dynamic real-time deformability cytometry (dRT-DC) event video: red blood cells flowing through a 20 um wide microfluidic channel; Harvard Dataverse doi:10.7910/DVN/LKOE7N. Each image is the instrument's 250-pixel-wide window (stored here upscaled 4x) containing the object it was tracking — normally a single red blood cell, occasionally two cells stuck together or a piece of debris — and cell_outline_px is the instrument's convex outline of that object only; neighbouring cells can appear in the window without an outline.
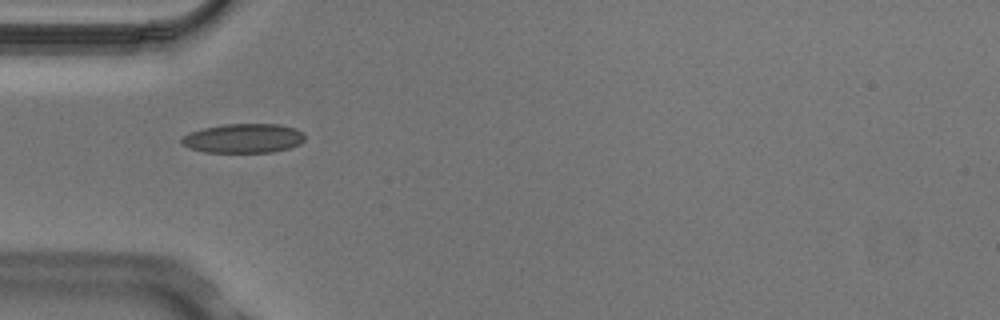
{"species": "Egyptian fruit bat (a non-hibernating species)", "species_latin": "Rousettus aegyptiacus", "temperature_condition": "cold", "stored_images_in_passage": 1, "camera_frame_rate_fps": 3000, "um_per_image_px": 0.085, "animal": {"sex": "male"}, "frame": {"image": 1, "passage_image": 1, "time_ms": 0.0, "image_size_px": [1000, 320], "cell_outline_px": [[304, 140], [300, 144], [288, 148], [272, 152], [204, 152], [188, 148], [180, 140], [184, 136], [192, 132], [204, 128], [224, 124], [280, 124], [296, 128], [304, 132]], "centroid_in_image_um": [20.73, 11.75], "position_along_channel_um": 64.3, "area_um2": 20.98}}